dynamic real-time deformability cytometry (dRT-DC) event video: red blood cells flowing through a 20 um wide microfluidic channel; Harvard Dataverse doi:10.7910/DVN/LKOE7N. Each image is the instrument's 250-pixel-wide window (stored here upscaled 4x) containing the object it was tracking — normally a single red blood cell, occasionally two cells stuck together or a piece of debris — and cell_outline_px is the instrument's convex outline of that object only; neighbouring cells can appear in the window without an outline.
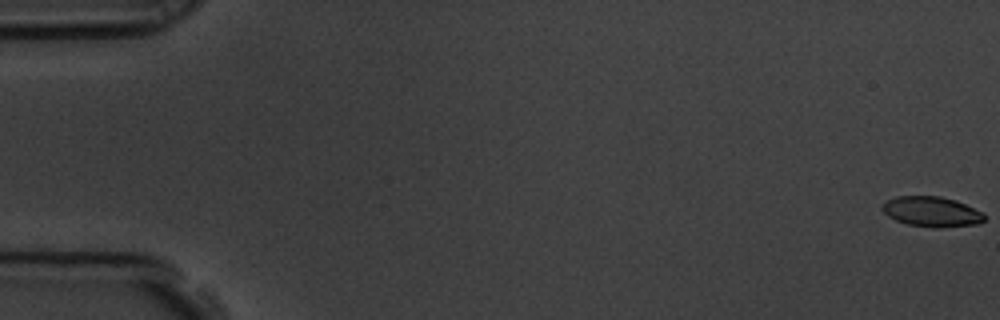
{"species": "common noctule bat (a hibernating species)", "species_latin": "Nyctalus noctula", "temperature_condition": "room temperature", "stored_images_in_passage": 6, "camera_frame_rate_fps": 3000, "um_per_image_px": 0.085, "animal": {"sex": "male", "body_mass_g": 19.5, "forearm_length_mm": 54.6}, "frame": {"image": 1, "passage_image": 1, "time_ms": 0.0, "image_size_px": [1000, 320], "cell_outline_px": [[984, 220], [976, 224], [936, 228], [908, 224], [896, 220], [888, 216], [880, 208], [880, 204], [896, 196], [940, 196], [956, 200], [984, 212]], "centroid_in_image_um": [79.17, 17.98], "position_along_channel_um": 5.8, "area_um2": 17.98}}
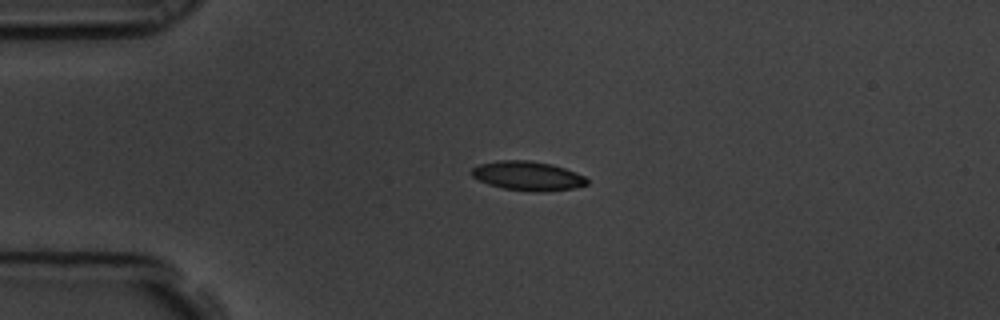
{"frame": {"image": 2, "passage_image": 5, "time_ms": 1.333, "image_size_px": [1000, 320], "cell_outline_px": [[588, 184], [572, 188], [540, 192], [532, 192], [504, 188], [488, 184], [472, 176], [468, 172], [472, 168], [480, 164], [500, 160], [528, 160], [552, 164], [576, 172], [584, 176], [588, 180]], "centroid_in_image_um": [44.84, 14.94], "position_along_channel_um": 40.2, "area_um2": 19.59}}